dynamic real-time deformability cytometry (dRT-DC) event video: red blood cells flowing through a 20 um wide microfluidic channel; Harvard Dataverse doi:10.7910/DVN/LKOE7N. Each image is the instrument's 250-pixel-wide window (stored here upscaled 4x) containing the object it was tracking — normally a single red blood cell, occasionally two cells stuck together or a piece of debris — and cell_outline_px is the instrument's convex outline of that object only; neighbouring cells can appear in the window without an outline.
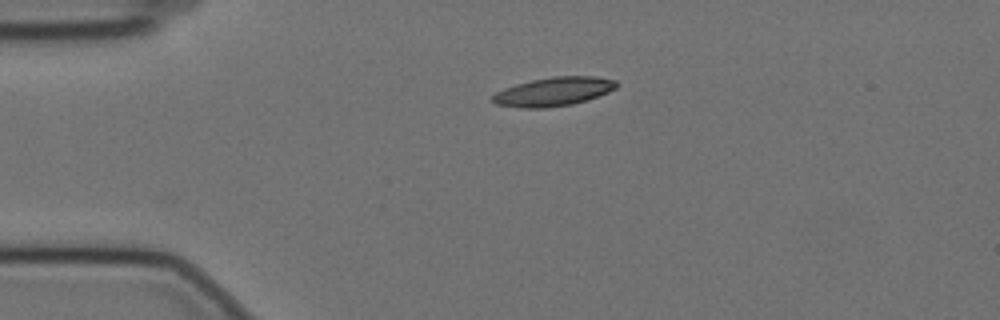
{"species": "Egyptian fruit bat (a non-hibernating species)", "species_latin": "Rousettus aegyptiacus", "temperature_condition": "cold", "stored_images_in_passage": 46, "camera_frame_rate_fps": 3000, "um_per_image_px": 0.085, "animal": {"sex": "female"}, "frame": {"image": 1, "passage_image": 1, "time_ms": 0.0, "image_size_px": [1000, 320], "cell_outline_px": [[616, 88], [608, 92], [588, 100], [572, 104], [544, 108], [520, 108], [496, 104], [492, 100], [492, 96], [496, 92], [504, 88], [516, 84], [532, 80], [552, 76], [596, 76], [616, 80]], "centroid_in_image_um": [47.05, 7.78], "position_along_channel_um": 37.9, "area_um2": 20.81}}
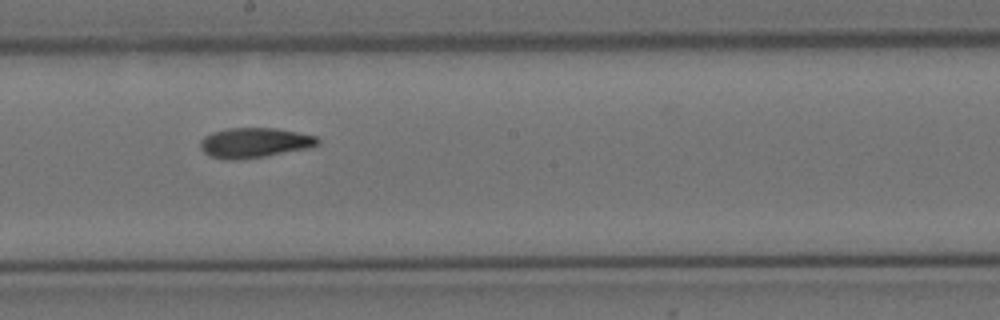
{"frame": {"image": 2, "passage_image": 20, "time_ms": 6.333, "image_size_px": [1000, 320], "cell_outline_px": [[320, 144], [308, 148], [264, 156], [224, 160], [208, 156], [200, 148], [200, 140], [204, 136], [212, 132], [228, 128], [276, 128], [316, 136], [320, 140]], "centroid_in_image_um": [21.6, 12.12], "position_along_channel_um": 226.6, "area_um2": 20.4}}
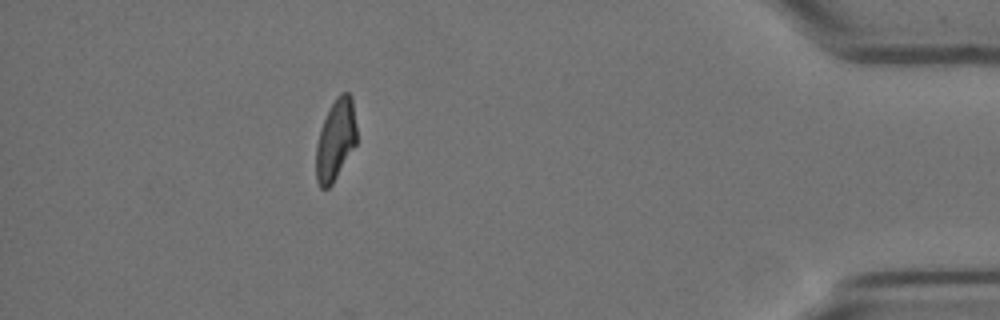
{"frame": {"image": 3, "passage_image": 40, "time_ms": 13.0, "image_size_px": [1000, 320], "cell_outline_px": [[356, 144], [332, 184], [328, 188], [320, 188], [316, 180], [316, 144], [320, 128], [336, 96], [340, 92], [348, 92], [352, 96], [356, 124]], "centroid_in_image_um": [28.52, 11.87], "position_along_channel_um": 406.7, "area_um2": 19.19}, "authors_computed_cell_mechanics": {"area_um2": 20.2878, "velocity_mm_per_s": 3.4724, "shape_relaxation_time_tau1_ms": 7.0632, "shape_relaxation_time_tau2_ms": 3.7193, "deformation_change_tau1": 0.2112, "deformation_change_tau2": 0.1129}}